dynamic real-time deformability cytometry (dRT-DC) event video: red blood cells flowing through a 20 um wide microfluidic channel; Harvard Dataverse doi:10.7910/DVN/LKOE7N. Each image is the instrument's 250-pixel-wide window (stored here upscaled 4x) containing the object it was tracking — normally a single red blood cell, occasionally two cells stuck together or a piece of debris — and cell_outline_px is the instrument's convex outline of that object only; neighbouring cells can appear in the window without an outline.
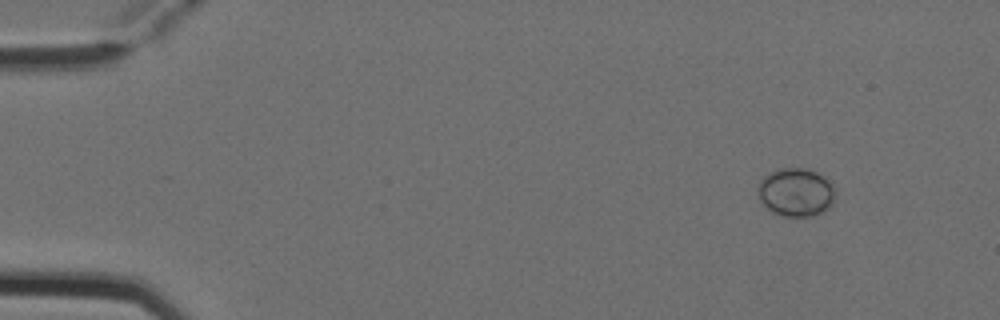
{"species": "Egyptian fruit bat (a non-hibernating species)", "species_latin": "Rousettus aegyptiacus", "temperature_condition": "cold", "stored_images_in_passage": 4, "camera_frame_rate_fps": 3000, "um_per_image_px": 0.085, "animal": {"sex": "female"}, "frame": {"image": 1, "passage_image": 1, "time_ms": 0.0, "image_size_px": [1000, 320], "cell_outline_px": [[836, 196], [832, 204], [824, 212], [816, 216], [796, 220], [780, 216], [772, 212], [760, 204], [756, 192], [756, 188], [760, 180], [764, 176], [780, 168], [804, 168], [816, 172], [824, 176], [832, 184], [836, 192]], "centroid_in_image_um": [67.63, 16.41], "position_along_channel_um": 17.4, "area_um2": 22.89}}